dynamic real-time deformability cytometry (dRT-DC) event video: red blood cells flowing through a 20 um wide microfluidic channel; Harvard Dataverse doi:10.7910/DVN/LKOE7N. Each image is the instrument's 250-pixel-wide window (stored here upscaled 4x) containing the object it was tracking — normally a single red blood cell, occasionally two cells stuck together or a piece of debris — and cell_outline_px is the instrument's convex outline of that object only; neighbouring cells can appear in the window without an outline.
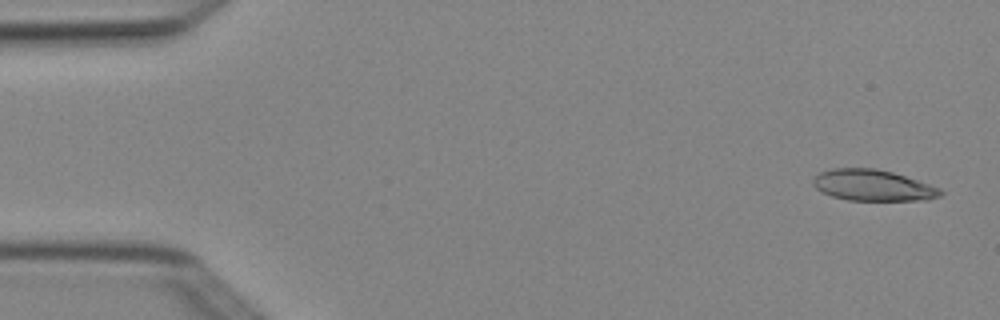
{"species": "Egyptian fruit bat (a non-hibernating species)", "species_latin": "Rousettus aegyptiacus", "temperature_condition": "cold", "stored_images_in_passage": 4, "camera_frame_rate_fps": 3000, "um_per_image_px": 0.085, "animal": {"sex": "female"}, "frame": {"image": 1, "passage_image": 1, "time_ms": 0.0, "image_size_px": [1000, 320], "cell_outline_px": [[944, 192], [940, 196], [928, 200], [848, 200], [832, 196], [816, 188], [812, 184], [812, 180], [820, 172], [832, 168], [876, 168], [892, 172], [940, 188]], "centroid_in_image_um": [74.19, 15.75], "position_along_channel_um": 10.8, "area_um2": 22.95}}
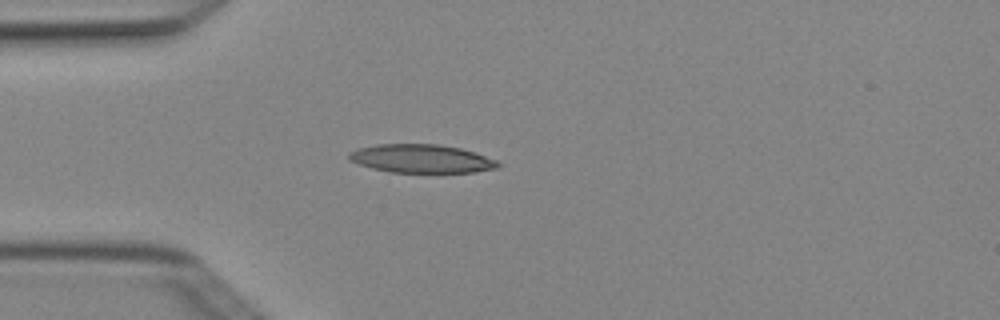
{"frame": {"image": 2, "passage_image": 4, "time_ms": 1.0, "image_size_px": [1000, 320], "cell_outline_px": [[500, 168], [476, 172], [388, 172], [372, 168], [348, 160], [348, 152], [356, 148], [376, 144], [440, 144], [460, 148], [476, 152], [496, 160], [500, 164]], "centroid_in_image_um": [35.81, 13.48], "position_along_channel_um": 49.2, "area_um2": 24.91}}